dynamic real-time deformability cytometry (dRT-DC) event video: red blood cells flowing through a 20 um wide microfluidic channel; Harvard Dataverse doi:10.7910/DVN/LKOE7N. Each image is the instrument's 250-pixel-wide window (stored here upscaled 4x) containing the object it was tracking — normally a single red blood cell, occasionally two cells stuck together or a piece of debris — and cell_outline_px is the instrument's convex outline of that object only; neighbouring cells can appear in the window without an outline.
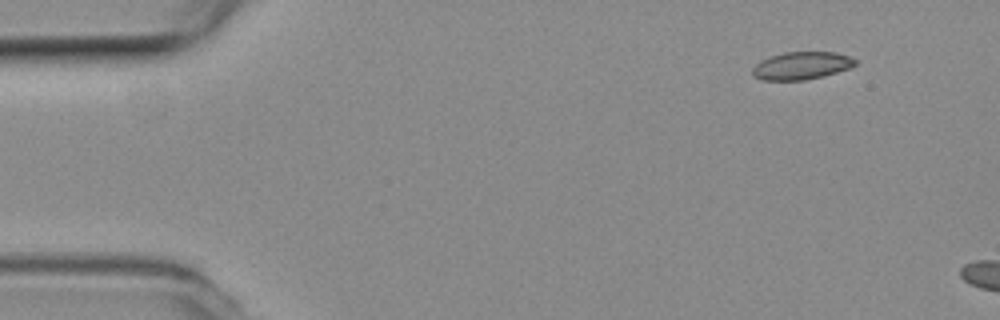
{"species": "common noctule bat (a hibernating species)", "species_latin": "Nyctalus noctula", "temperature_condition": "room temperature", "stored_images_in_passage": 3, "camera_frame_rate_fps": 3000, "um_per_image_px": 0.085, "animal": {"sex": "female", "body_mass_g": 19.3, "forearm_length_mm": 54.1}, "frame": {"image": 1, "passage_image": 1, "time_ms": 0.0, "image_size_px": [1000, 320], "cell_outline_px": [[856, 64], [848, 68], [824, 76], [804, 80], [760, 80], [752, 76], [752, 68], [760, 60], [784, 52], [836, 52], [848, 56], [856, 60]], "centroid_in_image_um": [68.09, 5.58], "position_along_channel_um": 16.9, "area_um2": 16.53}}